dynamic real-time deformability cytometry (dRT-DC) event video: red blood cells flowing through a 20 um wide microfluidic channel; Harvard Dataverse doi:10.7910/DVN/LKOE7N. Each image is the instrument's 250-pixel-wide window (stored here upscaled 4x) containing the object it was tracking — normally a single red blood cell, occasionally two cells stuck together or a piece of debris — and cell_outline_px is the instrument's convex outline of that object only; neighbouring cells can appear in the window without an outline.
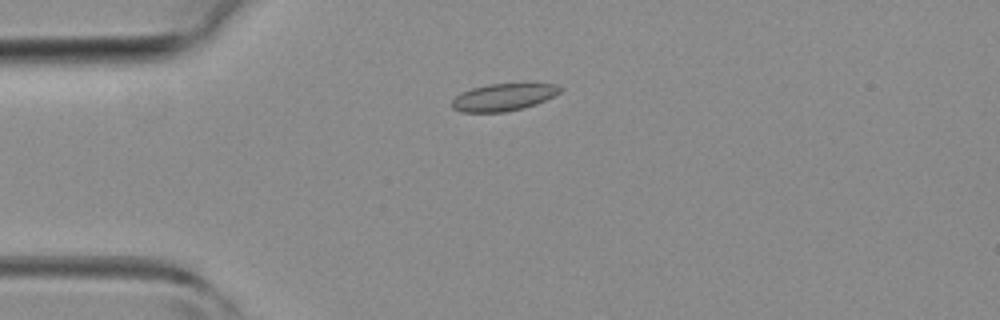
{"species": "common noctule bat (a hibernating species)", "species_latin": "Nyctalus noctula", "temperature_condition": "room temperature", "stored_images_in_passage": 15, "camera_frame_rate_fps": 3000, "um_per_image_px": 0.085, "animal": {"sex": "female", "body_mass_g": 19.3, "forearm_length_mm": 54.1}, "frame": {"image": 1, "passage_image": 8, "time_ms": 2.333, "image_size_px": [1000, 320], "cell_outline_px": [[564, 88], [560, 92], [536, 104], [524, 108], [504, 112], [460, 112], [452, 108], [452, 100], [460, 92], [472, 88], [488, 84], [524, 80], [556, 84]], "centroid_in_image_um": [42.85, 8.2], "position_along_channel_um": 42.1, "area_um2": 18.09}}
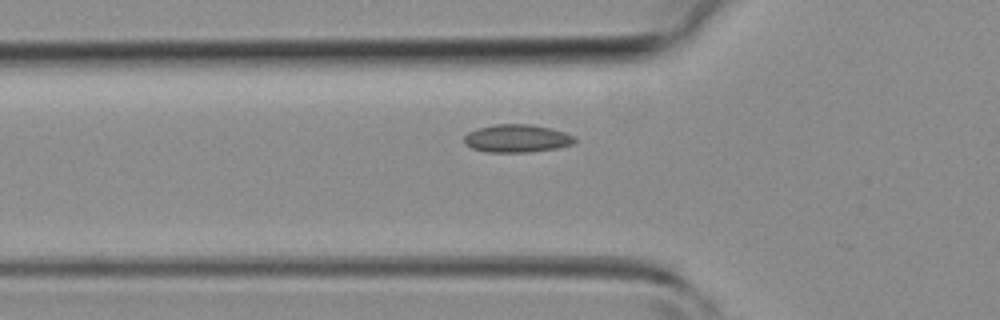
{"frame": {"image": 2, "passage_image": 12, "time_ms": 3.667, "image_size_px": [1000, 320], "cell_outline_px": [[576, 144], [556, 148], [528, 152], [488, 152], [472, 148], [464, 144], [464, 136], [468, 132], [476, 128], [496, 124], [532, 124], [564, 132], [572, 136], [576, 140]], "centroid_in_image_um": [43.91, 11.76], "position_along_channel_um": 81.9, "area_um2": 17.98}}
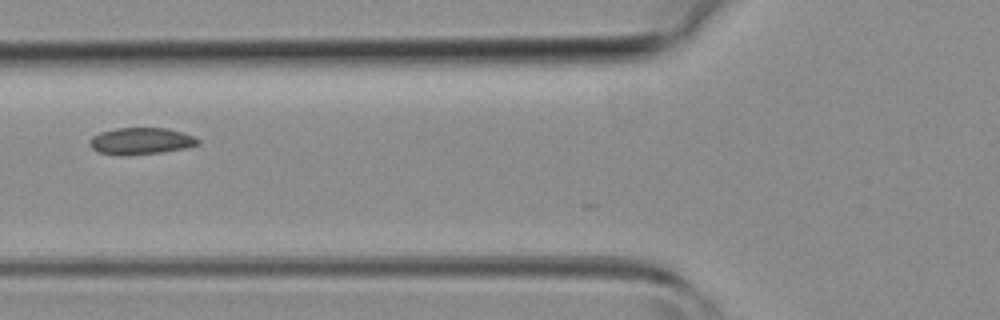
{"frame": {"image": 3, "passage_image": 14, "time_ms": 4.333, "image_size_px": [1000, 320], "cell_outline_px": [[200, 144], [188, 148], [160, 152], [128, 156], [124, 156], [100, 152], [92, 148], [88, 140], [92, 136], [100, 132], [116, 128], [168, 128], [192, 136], [200, 140]], "centroid_in_image_um": [11.97, 11.99], "position_along_channel_um": 113.8, "area_um2": 16.94}}